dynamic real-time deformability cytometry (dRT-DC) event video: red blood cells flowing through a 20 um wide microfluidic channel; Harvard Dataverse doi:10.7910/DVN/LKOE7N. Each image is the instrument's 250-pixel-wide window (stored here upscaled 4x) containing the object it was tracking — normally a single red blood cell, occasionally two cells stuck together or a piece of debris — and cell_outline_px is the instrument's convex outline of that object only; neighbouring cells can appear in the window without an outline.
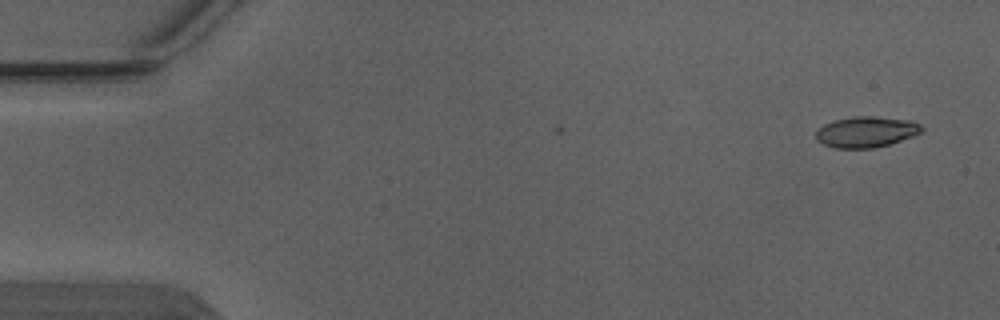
{"species": "Egyptian fruit bat (a non-hibernating species)", "species_latin": "Rousettus aegyptiacus", "temperature_condition": "warm", "stored_images_in_passage": 2, "camera_frame_rate_fps": 3000, "um_per_image_px": 0.085, "animal": {"sex": "male"}, "frame": {"image": 1, "passage_image": 2, "time_ms": 0.333, "image_size_px": [1000, 320], "cell_outline_px": [[924, 128], [920, 132], [912, 136], [888, 144], [872, 148], [836, 148], [824, 144], [816, 140], [816, 132], [824, 124], [836, 120], [852, 116], [872, 116], [912, 120], [920, 124]], "centroid_in_image_um": [73.63, 11.2], "position_along_channel_um": 11.4, "area_um2": 18.84}}